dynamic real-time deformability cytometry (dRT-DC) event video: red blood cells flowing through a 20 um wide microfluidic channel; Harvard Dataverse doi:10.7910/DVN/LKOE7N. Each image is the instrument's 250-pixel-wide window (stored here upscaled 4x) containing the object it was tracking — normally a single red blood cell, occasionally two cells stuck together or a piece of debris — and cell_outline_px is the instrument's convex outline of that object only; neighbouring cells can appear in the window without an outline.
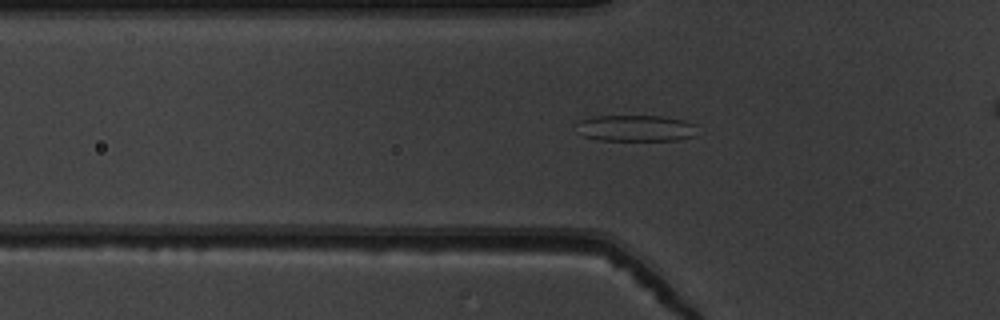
{"species": "common noctule bat (a hibernating species)", "species_latin": "Nyctalus noctula", "temperature_condition": "warm", "stored_images_in_passage": 40, "camera_frame_rate_fps": 3000, "um_per_image_px": 0.085, "animal": {"sex": "male", "body_mass_g": 19.5, "forearm_length_mm": 54.6}, "frame": {"image": 1, "passage_image": 19, "time_ms": 6.0, "image_size_px": [1000, 320], "cell_outline_px": [[696, 136], [676, 140], [600, 140], [584, 136], [572, 124], [580, 120], [596, 116], [660, 116], [684, 120], [696, 124]], "centroid_in_image_um": [54.03, 10.89], "position_along_channel_um": 71.8, "area_um2": 18.67}}
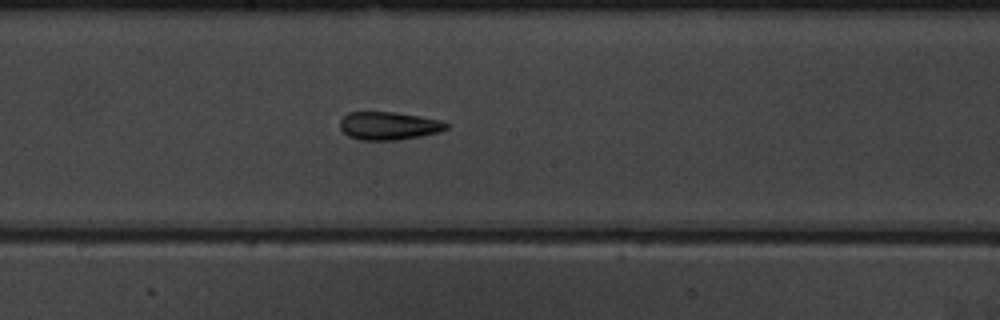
{"frame": {"image": 2, "passage_image": 30, "time_ms": 9.667, "image_size_px": [1000, 320], "cell_outline_px": [[448, 128], [440, 132], [400, 140], [360, 140], [348, 136], [340, 128], [340, 120], [348, 112], [396, 112], [420, 116], [440, 120], [448, 124]], "centroid_in_image_um": [33.04, 10.69], "position_along_channel_um": 215.2, "area_um2": 17.46}}
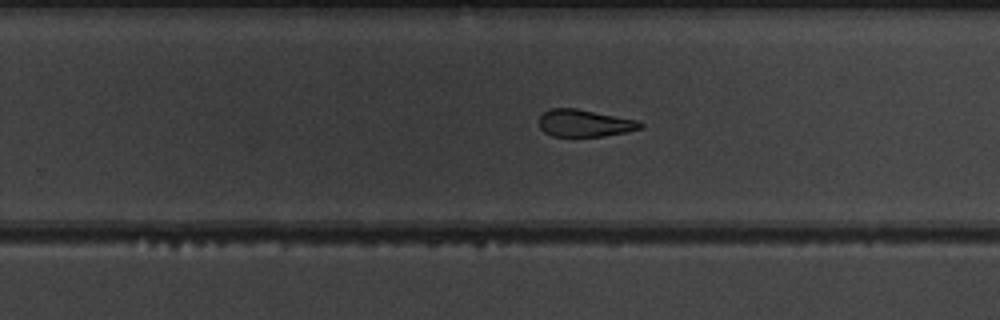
{"frame": {"image": 3, "passage_image": 35, "time_ms": 11.333, "image_size_px": [1000, 320], "cell_outline_px": [[644, 128], [604, 136], [552, 136], [544, 132], [540, 128], [540, 116], [544, 112], [552, 108], [576, 108], [640, 120], [644, 124]], "centroid_in_image_um": [49.73, 10.46], "position_along_channel_um": 280.1, "area_um2": 16.13}, "authors_computed_cell_mechanics": {"area_um2": 18.1781, "velocity_mm_per_s": 3.9054, "shape_relaxation_time_tau1_ms": 3.6021, "shape_relaxation_time_tau2_ms": 5.2055, "deformation_change_tau1": 0.1085, "deformation_change_tau2": 0.1692}}